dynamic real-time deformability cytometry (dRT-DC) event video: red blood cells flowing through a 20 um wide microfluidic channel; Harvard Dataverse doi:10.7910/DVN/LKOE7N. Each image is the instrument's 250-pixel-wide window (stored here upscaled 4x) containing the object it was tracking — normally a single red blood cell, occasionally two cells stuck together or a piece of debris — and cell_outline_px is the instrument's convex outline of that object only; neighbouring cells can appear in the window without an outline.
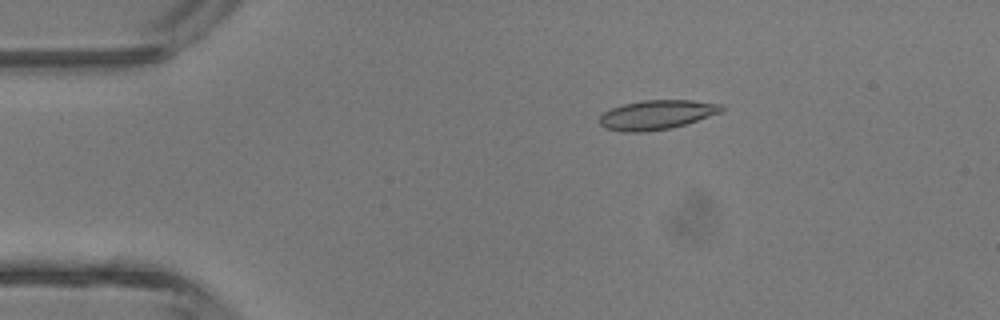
{"species": "common noctule bat (a hibernating species)", "species_latin": "Nyctalus noctula", "temperature_condition": "room temperature", "stored_images_in_passage": 4, "camera_frame_rate_fps": 3000, "um_per_image_px": 0.085, "animal": {"sex": "male", "body_mass_g": 13.3}, "frame": {"image": 1, "passage_image": 3, "time_ms": 2.0, "image_size_px": [1000, 320], "cell_outline_px": [[724, 108], [720, 112], [672, 128], [644, 132], [624, 132], [604, 128], [600, 124], [600, 116], [604, 112], [612, 108], [624, 104], [640, 100], [692, 100], [720, 104]], "centroid_in_image_um": [55.77, 9.76], "position_along_channel_um": 29.2, "area_um2": 20.69}}